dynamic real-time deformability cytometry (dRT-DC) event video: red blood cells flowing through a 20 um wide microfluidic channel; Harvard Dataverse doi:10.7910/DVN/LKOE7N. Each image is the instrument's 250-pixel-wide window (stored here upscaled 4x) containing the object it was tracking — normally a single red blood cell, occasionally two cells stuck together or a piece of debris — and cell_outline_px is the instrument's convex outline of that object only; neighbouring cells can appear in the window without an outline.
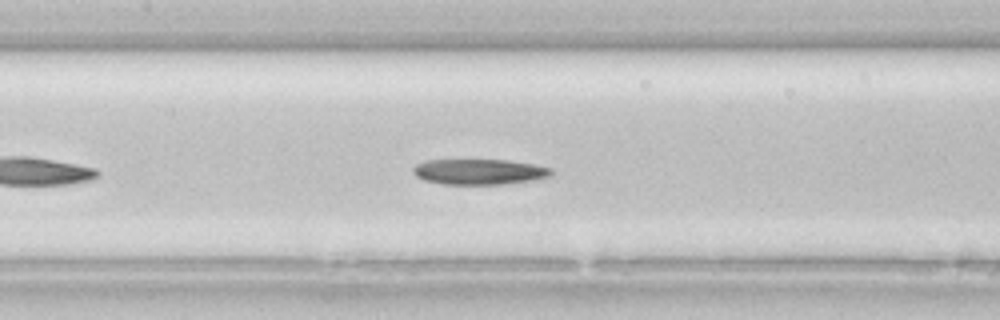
{"species": "common noctule bat (a hibernating species)", "species_latin": "Nyctalus noctula", "temperature_condition": "room temperature", "stored_images_in_passage": 34, "camera_frame_rate_fps": 3000, "um_per_image_px": 0.085, "animal": {"sex": "female", "body_mass_g": 22.7, "forearm_length_mm": 54.2}, "frame": {"image": 1, "passage_image": 10, "time_ms": 3.0, "image_size_px": [1000, 320], "cell_outline_px": [[552, 172], [548, 176], [532, 180], [504, 184], [444, 184], [424, 180], [416, 176], [412, 172], [412, 168], [416, 164], [428, 160], [508, 160], [532, 164], [552, 168]], "centroid_in_image_um": [40.7, 14.6], "position_along_channel_um": 166.7, "area_um2": 20.4}}